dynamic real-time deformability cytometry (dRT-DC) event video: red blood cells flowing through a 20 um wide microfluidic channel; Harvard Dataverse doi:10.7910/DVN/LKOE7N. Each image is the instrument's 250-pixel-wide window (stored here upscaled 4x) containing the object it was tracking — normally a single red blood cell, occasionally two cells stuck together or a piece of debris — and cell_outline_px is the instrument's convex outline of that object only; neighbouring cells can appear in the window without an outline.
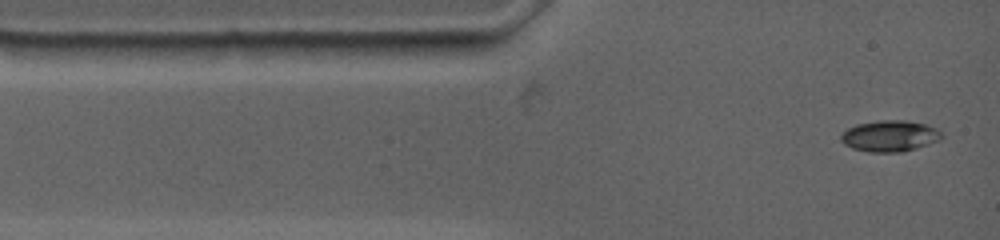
{"species": "common noctule bat (a hibernating species)", "species_latin": "Nyctalus noctula", "temperature_condition": "warm", "stored_images_in_passage": 35, "camera_frame_rate_fps": 4500, "um_per_image_px": 0.085, "animal": {"sex": "female", "body_mass_g": 19.0, "forearm_length_mm": 53.3}, "frame": {"image": 1, "passage_image": 1, "time_ms": 0.0, "image_size_px": [1000, 240], "cell_outline_px": [[944, 136], [940, 140], [916, 148], [900, 152], [868, 152], [852, 148], [844, 144], [840, 140], [840, 136], [848, 128], [856, 124], [880, 120], [904, 120], [924, 124], [936, 128]], "centroid_in_image_um": [75.62, 11.56], "position_along_channel_um": 9.4, "area_um2": 18.26}}
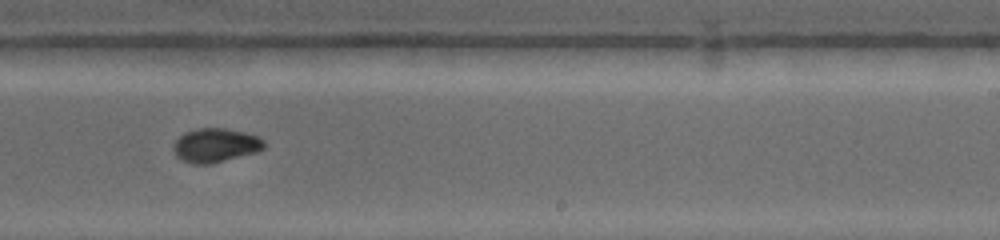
{"frame": {"image": 2, "passage_image": 20, "time_ms": 8.0, "image_size_px": [1000, 240], "cell_outline_px": [[268, 144], [264, 148], [256, 152], [212, 164], [192, 164], [180, 160], [172, 152], [172, 144], [184, 132], [196, 128], [224, 128], [244, 132], [260, 136]], "centroid_in_image_um": [18.3, 12.35], "position_along_channel_um": 270.7, "area_um2": 18.38}}
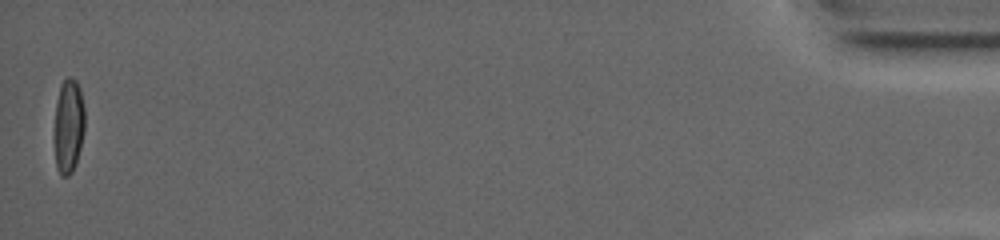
{"frame": {"image": 3, "passage_image": 35, "time_ms": 16.667, "image_size_px": [1000, 240], "cell_outline_px": [[84, 128], [80, 148], [72, 172], [68, 176], [64, 176], [60, 172], [56, 164], [56, 100], [60, 84], [68, 76], [72, 76], [76, 80], [80, 88], [84, 108]], "centroid_in_image_um": [5.85, 10.61], "position_along_channel_um": 429.4, "area_um2": 16.24}, "authors_computed_cell_mechanics": {"area_um2": 17.8602, "velocity_mm_per_s": 3.7059, "shape_relaxation_time_tau1_ms": 7.043, "shape_relaxation_time_tau2_ms": 1.0119, "deformation_change_tau1": 0.2124, "deformation_change_tau2": 0.0307}}